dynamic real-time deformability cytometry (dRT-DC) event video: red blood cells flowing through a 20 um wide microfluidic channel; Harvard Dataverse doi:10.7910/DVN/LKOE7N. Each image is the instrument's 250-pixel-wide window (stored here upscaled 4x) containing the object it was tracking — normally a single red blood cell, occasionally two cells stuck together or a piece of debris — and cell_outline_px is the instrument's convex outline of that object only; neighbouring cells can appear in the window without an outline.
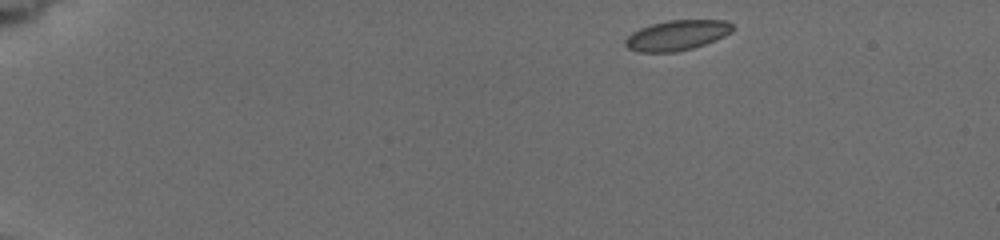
{"species": "common noctule bat (a hibernating species)", "species_latin": "Nyctalus noctula", "temperature_condition": "cold", "stored_images_in_passage": 5, "camera_frame_rate_fps": 3000, "um_per_image_px": 0.085, "animal": {"sex": "female", "body_mass_g": 19.5, "forearm_length_mm": 54.1}, "frame": {"image": 1, "passage_image": 1, "time_ms": 0.0, "image_size_px": [1000, 240], "cell_outline_px": [[736, 28], [732, 32], [716, 40], [692, 48], [676, 52], [636, 52], [628, 48], [624, 44], [624, 40], [632, 32], [640, 28], [652, 24], [668, 20], [724, 20], [732, 24]], "centroid_in_image_um": [57.54, 3.0], "position_along_channel_um": 27.5, "area_um2": 18.96}}
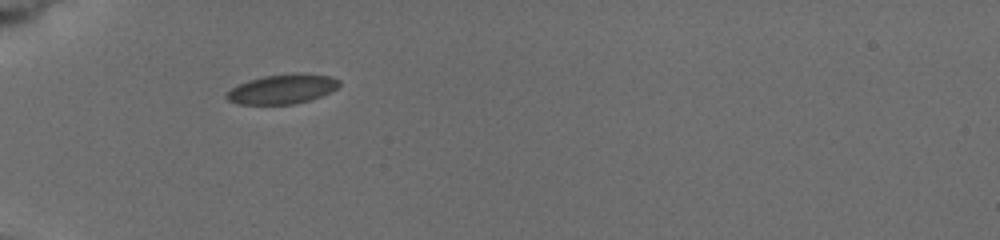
{"frame": {"image": 2, "passage_image": 4, "time_ms": 3.333, "image_size_px": [1000, 240], "cell_outline_px": [[340, 84], [336, 88], [320, 96], [308, 100], [292, 104], [236, 104], [228, 100], [224, 96], [232, 88], [248, 80], [264, 76], [328, 76], [340, 80]], "centroid_in_image_um": [23.91, 7.62], "position_along_channel_um": 61.1, "area_um2": 18.26}}